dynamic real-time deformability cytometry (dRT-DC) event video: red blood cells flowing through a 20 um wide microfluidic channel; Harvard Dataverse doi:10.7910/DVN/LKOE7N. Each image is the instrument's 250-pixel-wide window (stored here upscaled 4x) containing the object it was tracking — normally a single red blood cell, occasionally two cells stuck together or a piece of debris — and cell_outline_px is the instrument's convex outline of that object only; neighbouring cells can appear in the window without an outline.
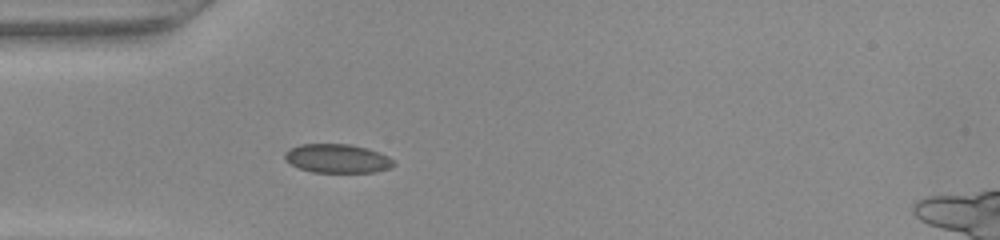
{"species": "common noctule bat (a hibernating species)", "species_latin": "Nyctalus noctula", "temperature_condition": "warm", "stored_images_in_passage": 48, "camera_frame_rate_fps": 3000, "um_per_image_px": 0.085, "animal": {"sex": "female", "body_mass_g": 22.0, "forearm_length_mm": 56.7}, "frame": {"image": 1, "passage_image": 14, "time_ms": 4.333, "image_size_px": [1000, 240], "cell_outline_px": [[396, 164], [392, 168], [376, 172], [312, 172], [300, 168], [284, 160], [284, 152], [300, 144], [348, 144], [368, 148], [388, 156]], "centroid_in_image_um": [28.69, 13.47], "position_along_channel_um": 56.3, "area_um2": 18.32}}
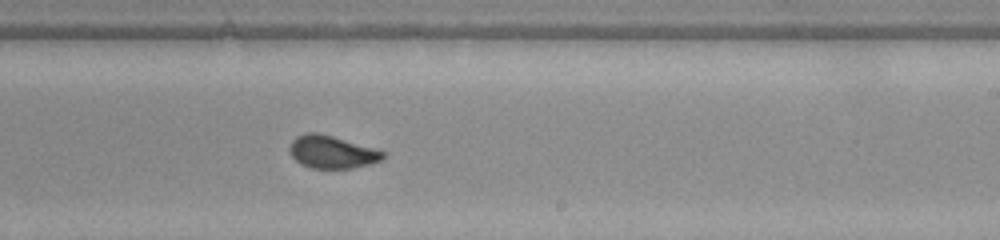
{"frame": {"image": 2, "passage_image": 29, "time_ms": 9.333, "image_size_px": [1000, 240], "cell_outline_px": [[384, 160], [372, 164], [352, 168], [312, 168], [300, 164], [292, 156], [288, 148], [292, 140], [296, 136], [308, 132], [316, 132], [332, 136], [376, 148], [384, 152]], "centroid_in_image_um": [28.23, 12.92], "position_along_channel_um": 260.8, "area_um2": 17.92}}
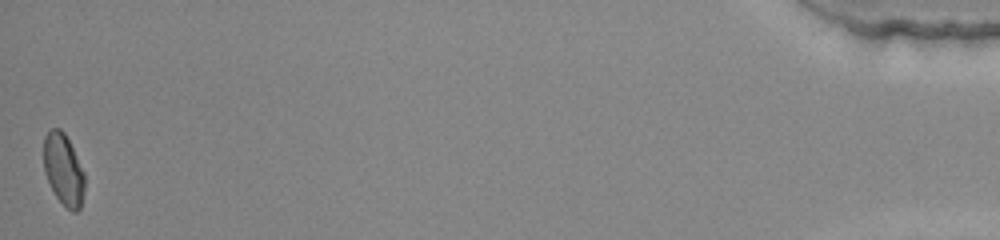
{"frame": {"image": 3, "passage_image": 48, "time_ms": 15.667, "image_size_px": [1000, 240], "cell_outline_px": [[84, 192], [80, 208], [76, 212], [72, 212], [56, 196], [44, 172], [44, 136], [52, 128], [60, 128], [64, 132], [84, 172]], "centroid_in_image_um": [5.39, 14.41], "position_along_channel_um": 429.8, "area_um2": 16.76}}